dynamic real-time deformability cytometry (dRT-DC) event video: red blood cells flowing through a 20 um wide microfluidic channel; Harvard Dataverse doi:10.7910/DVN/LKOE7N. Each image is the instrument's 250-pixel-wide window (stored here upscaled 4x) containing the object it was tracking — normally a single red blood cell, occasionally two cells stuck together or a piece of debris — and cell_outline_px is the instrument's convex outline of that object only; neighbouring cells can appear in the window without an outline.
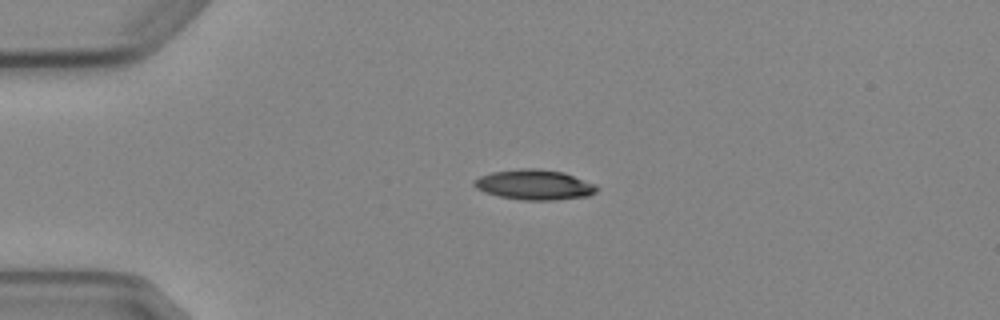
{"species": "Egyptian fruit bat (a non-hibernating species)", "species_latin": "Rousettus aegyptiacus", "temperature_condition": "cold", "stored_images_in_passage": 2, "camera_frame_rate_fps": 3000, "um_per_image_px": 0.085, "animal": {"sex": "female"}, "frame": {"image": 1, "passage_image": 1, "time_ms": 0.0, "image_size_px": [1000, 320], "cell_outline_px": [[600, 188], [596, 192], [588, 196], [556, 200], [520, 200], [500, 196], [484, 192], [476, 188], [472, 184], [472, 180], [480, 176], [492, 172], [520, 168], [540, 168], [564, 172], [596, 184]], "centroid_in_image_um": [45.43, 15.7], "position_along_channel_um": 39.6, "area_um2": 21.85}}